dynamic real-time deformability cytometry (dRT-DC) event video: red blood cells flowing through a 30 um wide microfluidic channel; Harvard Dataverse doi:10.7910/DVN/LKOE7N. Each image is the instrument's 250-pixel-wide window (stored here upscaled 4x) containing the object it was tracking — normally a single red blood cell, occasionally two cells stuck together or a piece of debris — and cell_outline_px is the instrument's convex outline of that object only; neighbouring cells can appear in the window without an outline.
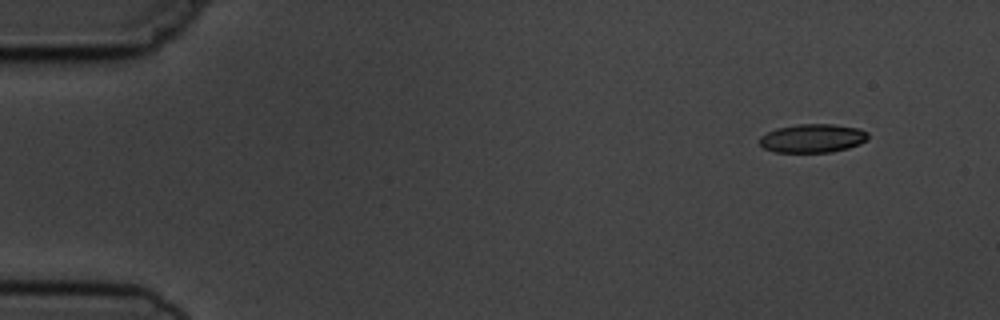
{"species": "common noctule bat (a hibernating species)", "species_latin": "Nyctalus noctula", "temperature_condition": "cold", "stored_images_in_passage": 4, "camera_frame_rate_fps": 3000, "um_per_image_px": 0.085, "animal": {"sex": "male", "body_mass_g": 19.5, "forearm_length_mm": 54.6}, "frame": {"image": 1, "passage_image": 1, "time_ms": 0.0, "image_size_px": [1000, 320], "cell_outline_px": [[868, 140], [860, 144], [848, 148], [832, 152], [776, 152], [764, 148], [760, 144], [760, 136], [776, 128], [796, 124], [832, 124], [860, 128], [868, 132]], "centroid_in_image_um": [69.1, 11.75], "position_along_channel_um": 15.9, "area_um2": 18.21}}
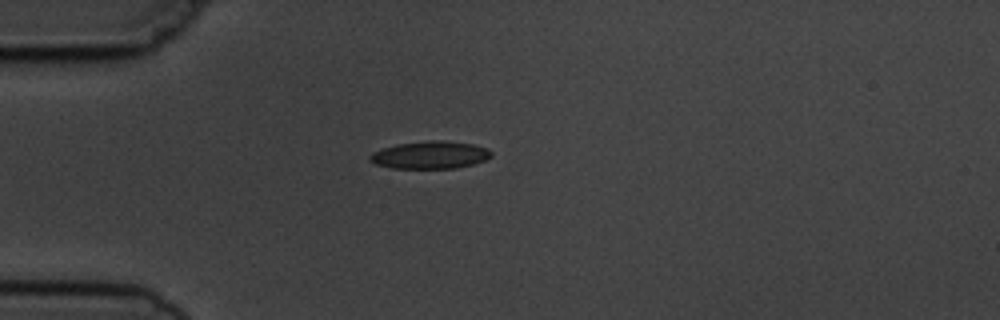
{"frame": {"image": 2, "passage_image": 4, "time_ms": 3.333, "image_size_px": [1000, 320], "cell_outline_px": [[492, 156], [484, 160], [472, 164], [456, 168], [392, 168], [376, 164], [368, 160], [368, 156], [372, 152], [396, 144], [432, 140], [440, 140], [472, 144], [488, 148], [492, 152]], "centroid_in_image_um": [36.55, 13.17], "position_along_channel_um": 48.5, "area_um2": 19.42}}